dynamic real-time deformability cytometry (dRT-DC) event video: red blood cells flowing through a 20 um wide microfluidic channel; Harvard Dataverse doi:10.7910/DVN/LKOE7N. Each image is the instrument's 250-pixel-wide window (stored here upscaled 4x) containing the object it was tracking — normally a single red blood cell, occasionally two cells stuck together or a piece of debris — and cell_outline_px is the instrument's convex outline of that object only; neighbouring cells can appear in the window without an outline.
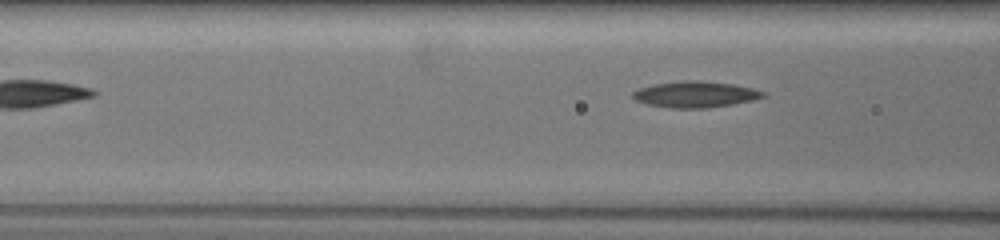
{"species": "common noctule bat (a hibernating species)", "species_latin": "Nyctalus noctula", "temperature_condition": "warm", "stored_images_in_passage": 5, "camera_frame_rate_fps": 3000, "um_per_image_px": 0.085, "animal": {"sex": "female", "body_mass_g": 19.5, "forearm_length_mm": 54.1}, "frame": {"image": 1, "passage_image": 3, "time_ms": 1.0, "image_size_px": [1000, 240], "cell_outline_px": [[768, 96], [752, 100], [732, 104], [708, 108], [668, 108], [648, 104], [636, 100], [632, 96], [632, 92], [640, 88], [652, 84], [684, 80], [700, 80], [732, 84], [752, 88], [764, 92]], "centroid_in_image_um": [59.1, 8.02], "position_along_channel_um": 107.5, "area_um2": 19.88}}